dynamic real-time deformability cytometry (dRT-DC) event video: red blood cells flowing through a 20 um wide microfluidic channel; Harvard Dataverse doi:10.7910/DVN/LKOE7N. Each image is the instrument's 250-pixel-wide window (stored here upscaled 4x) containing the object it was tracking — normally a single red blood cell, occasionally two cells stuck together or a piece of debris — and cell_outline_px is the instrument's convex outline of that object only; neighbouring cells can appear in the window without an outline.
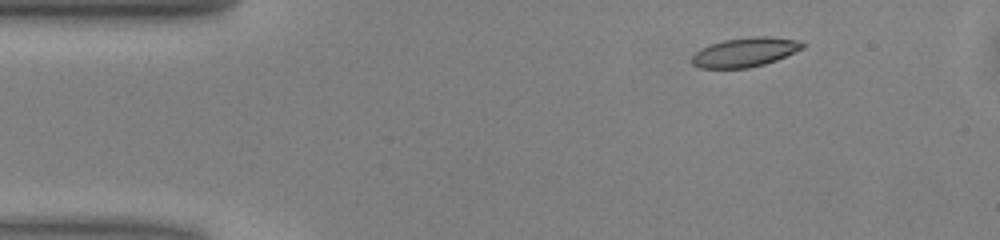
{"species": "common noctule bat (a hibernating species)", "species_latin": "Nyctalus noctula", "temperature_condition": "warm", "stored_images_in_passage": 35, "camera_frame_rate_fps": 3000, "um_per_image_px": 0.085, "animal": {"sex": "male", "body_mass_g": 13.0, "forearm_length_mm": 53.1}, "frame": {"image": 1, "passage_image": 2, "time_ms": 0.333, "image_size_px": [1000, 240], "cell_outline_px": [[808, 44], [804, 48], [776, 60], [764, 64], [748, 68], [700, 68], [692, 64], [692, 56], [700, 48], [724, 40], [752, 36], [768, 36], [796, 40]], "centroid_in_image_um": [63.34, 4.43], "position_along_channel_um": 21.7, "area_um2": 18.84}}
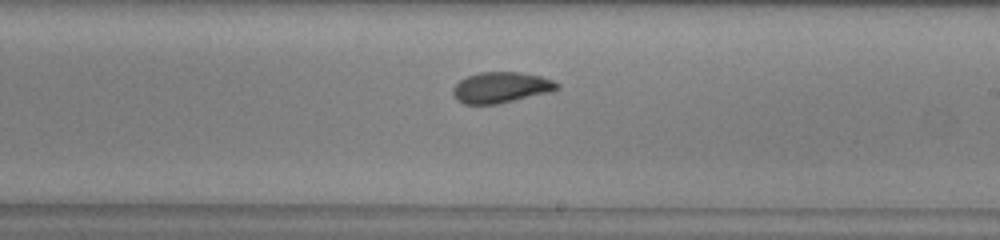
{"frame": {"image": 2, "passage_image": 24, "time_ms": 7.667, "image_size_px": [1000, 240], "cell_outline_px": [[560, 88], [552, 92], [496, 104], [464, 104], [456, 100], [452, 92], [452, 88], [460, 80], [468, 76], [480, 72], [520, 72], [540, 76], [552, 80], [560, 84]], "centroid_in_image_um": [42.59, 7.44], "position_along_channel_um": 246.4, "area_um2": 18.79}}
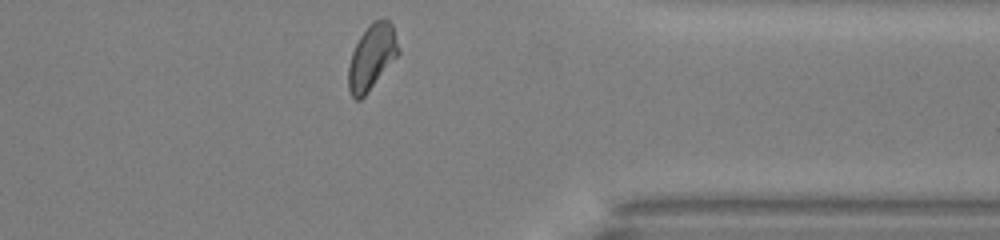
{"frame": {"image": 3, "passage_image": 35, "time_ms": 11.333, "image_size_px": [1000, 240], "cell_outline_px": [[400, 52], [364, 96], [360, 100], [356, 100], [352, 96], [348, 88], [348, 68], [352, 52], [360, 36], [368, 24], [384, 16], [392, 24], [400, 48]], "centroid_in_image_um": [31.6, 4.8], "position_along_channel_um": 379.8, "area_um2": 18.9}, "authors_computed_cell_mechanics": {"area_um2": 18.8428, "velocity_mm_per_s": 4.0115, "shape_relaxation_time_tau1_ms": 4.4644, "shape_relaxation_time_tau2_ms": 2.2014, "deformation_change_tau1": 0.1587, "deformation_change_tau2": 0.0756}}